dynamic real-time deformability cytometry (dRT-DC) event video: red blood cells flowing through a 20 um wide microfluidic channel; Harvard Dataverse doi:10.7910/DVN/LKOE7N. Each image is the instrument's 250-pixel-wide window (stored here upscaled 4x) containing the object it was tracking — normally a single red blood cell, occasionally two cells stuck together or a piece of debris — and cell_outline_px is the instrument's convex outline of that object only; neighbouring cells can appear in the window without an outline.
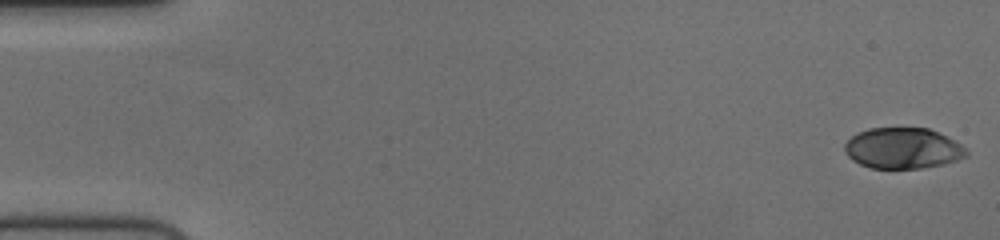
{"species": "human", "species_latin": "Homo sapiens", "temperature_condition": "cold", "stored_images_in_passage": 56, "camera_frame_rate_fps": 3000, "um_per_image_px": 0.085, "donor": {"sex": "female"}, "frame": {"image": 1, "passage_image": 1, "time_ms": 0.0, "image_size_px": [1000, 240], "cell_outline_px": [[968, 156], [944, 164], [920, 168], [872, 168], [860, 164], [852, 160], [844, 152], [844, 144], [856, 132], [868, 128], [928, 128], [960, 144], [968, 152]], "centroid_in_image_um": [76.69, 12.6], "position_along_channel_um": 8.3, "area_um2": 28.84}}
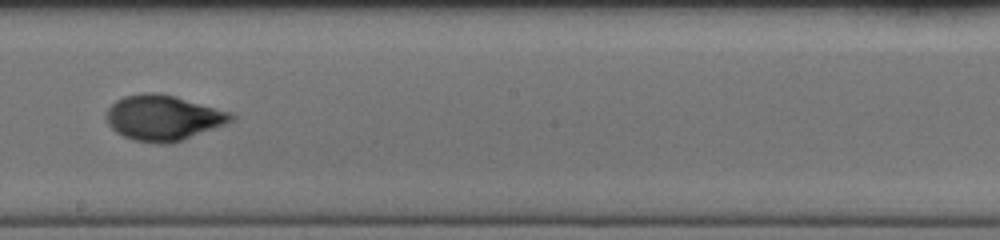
{"frame": {"image": 2, "passage_image": 32, "time_ms": 10.333, "image_size_px": [1000, 240], "cell_outline_px": [[236, 116], [232, 120], [224, 124], [172, 144], [160, 144], [132, 140], [116, 132], [108, 124], [108, 108], [116, 100], [124, 96], [144, 92], [156, 92], [176, 96], [232, 112]], "centroid_in_image_um": [13.88, 10.0], "position_along_channel_um": 234.3, "area_um2": 32.95}}
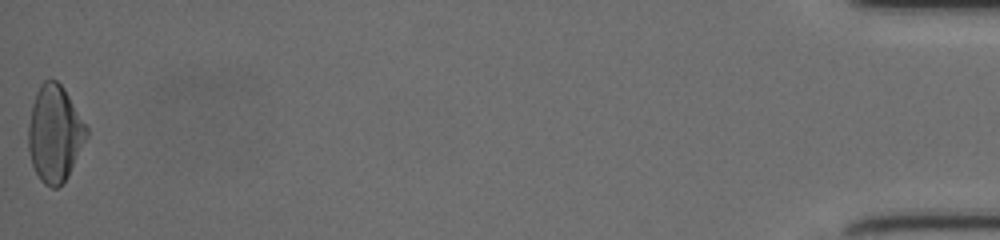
{"frame": {"image": 3, "passage_image": 56, "time_ms": 18.333, "image_size_px": [1000, 240], "cell_outline_px": [[88, 136], [68, 176], [56, 188], [52, 188], [44, 184], [40, 180], [32, 164], [28, 148], [28, 124], [32, 104], [36, 92], [40, 84], [44, 80], [56, 80], [64, 88], [88, 128]], "centroid_in_image_um": [4.64, 11.35], "position_along_channel_um": 430.6, "area_um2": 32.66}, "authors_computed_cell_mechanics": {"area_um2": 31.5588, "velocity_mm_per_s": 3.713, "shape_relaxation_time_tau1_ms": 5.1901, "shape_relaxation_time_tau2_ms": 0.9242, "deformation_change_tau1": 0.2086, "deformation_change_tau2": 0.0498}}